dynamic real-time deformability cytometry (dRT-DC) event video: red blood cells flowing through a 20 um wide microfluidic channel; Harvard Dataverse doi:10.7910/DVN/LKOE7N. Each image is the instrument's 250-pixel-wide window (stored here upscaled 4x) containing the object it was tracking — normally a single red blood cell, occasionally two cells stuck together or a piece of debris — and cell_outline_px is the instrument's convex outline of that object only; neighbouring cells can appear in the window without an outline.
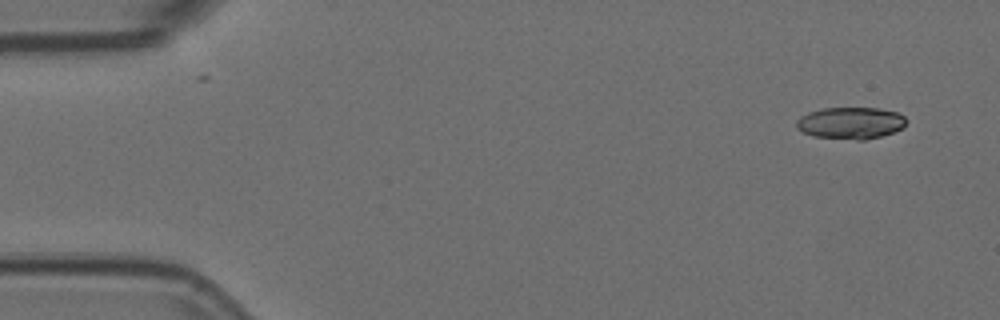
{"species": "Egyptian fruit bat (a non-hibernating species)", "species_latin": "Rousettus aegyptiacus", "temperature_condition": "room temperature", "stored_images_in_passage": 15, "segment_of_instrument_passage": [1, 2], "camera_frame_rate_fps": 3000, "um_per_image_px": 0.085, "animal": {"sex": "female"}, "frame": {"image": 1, "passage_image": 1, "time_ms": 0.0, "image_size_px": [1000, 320], "cell_outline_px": [[904, 128], [880, 136], [864, 140], [856, 140], [812, 136], [796, 128], [796, 120], [800, 116], [808, 112], [824, 108], [876, 108], [896, 112], [904, 116]], "centroid_in_image_um": [72.26, 10.46], "position_along_channel_um": 12.7, "area_um2": 20.29}}
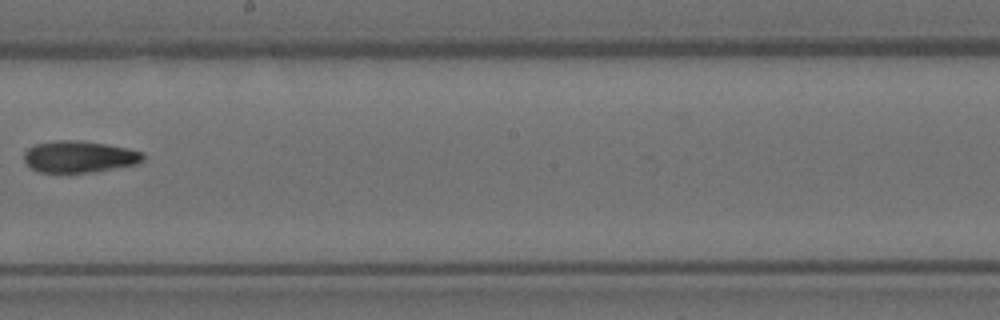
{"frame": {"image": 2, "passage_image": 8, "time_ms": 2.333, "image_size_px": [1000, 320], "cell_outline_px": [[144, 160], [136, 164], [96, 172], [40, 172], [32, 168], [24, 160], [24, 152], [28, 148], [36, 144], [56, 140], [80, 140], [108, 144], [128, 148], [140, 152], [144, 156]], "centroid_in_image_um": [6.75, 13.31], "position_along_channel_um": 241.5, "area_um2": 21.96}}
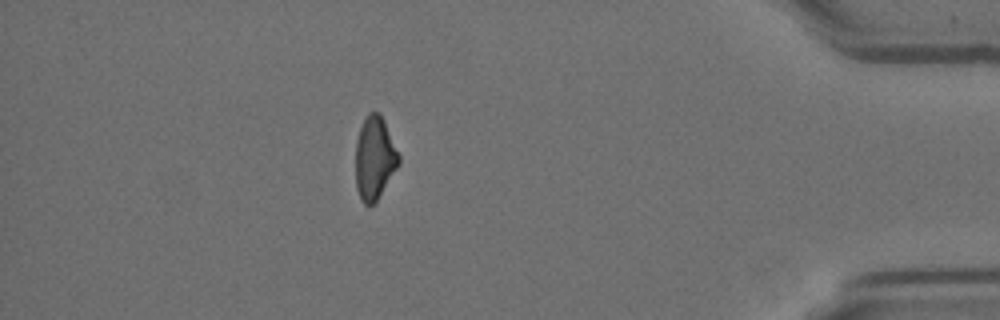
{"frame": {"image": 3, "passage_image": 13, "time_ms": 4.0, "image_size_px": [1000, 320], "cell_outline_px": [[400, 164], [376, 200], [372, 204], [364, 204], [356, 188], [356, 140], [364, 116], [368, 112], [376, 112], [380, 116], [400, 156]], "centroid_in_image_um": [31.82, 13.44], "position_along_channel_um": 403.4, "area_um2": 20.4}}